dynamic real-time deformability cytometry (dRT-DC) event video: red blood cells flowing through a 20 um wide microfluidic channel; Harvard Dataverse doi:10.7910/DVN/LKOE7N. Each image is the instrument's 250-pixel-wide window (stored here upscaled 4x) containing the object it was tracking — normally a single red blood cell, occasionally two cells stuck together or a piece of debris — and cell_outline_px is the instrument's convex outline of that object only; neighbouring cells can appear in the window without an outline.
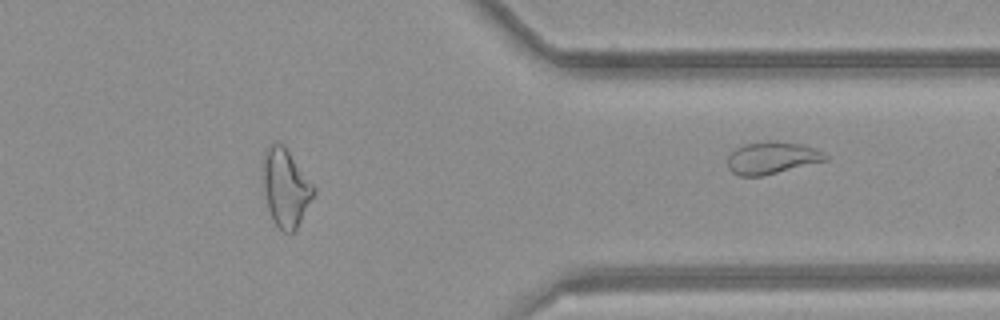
{"species": "common noctule bat (a hibernating species)", "species_latin": "Nyctalus noctula", "temperature_condition": "room temperature", "stored_images_in_passage": 40, "segment_of_instrument_passage": [2, 2], "camera_frame_rate_fps": 3000, "um_per_image_px": 0.085, "animal": {"sex": "female", "body_mass_g": 21.9}, "frame": {"image": 1, "passage_image": 40, "time_ms": 13.0, "image_size_px": [1000, 320], "cell_outline_px": [[828, 160], [764, 176], [740, 176], [732, 172], [728, 168], [728, 156], [736, 148], [744, 144], [800, 144], [824, 152], [828, 156]], "centroid_in_image_um": [65.61, 13.48], "position_along_channel_um": 345.8, "area_um2": 17.57}}